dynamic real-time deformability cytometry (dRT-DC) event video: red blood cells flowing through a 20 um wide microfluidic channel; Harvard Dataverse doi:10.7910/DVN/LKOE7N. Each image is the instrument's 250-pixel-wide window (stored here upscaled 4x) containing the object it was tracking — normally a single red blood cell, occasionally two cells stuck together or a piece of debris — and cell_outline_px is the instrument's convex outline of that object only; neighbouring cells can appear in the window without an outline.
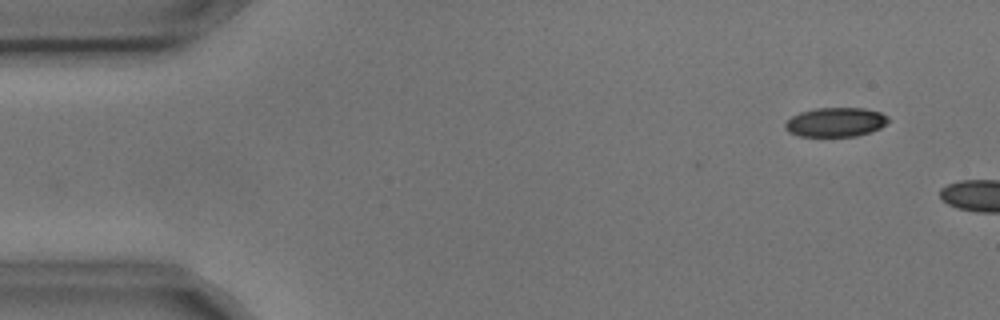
{"species": "common noctule bat (a hibernating species)", "species_latin": "Nyctalus noctula", "temperature_condition": "cold", "stored_images_in_passage": 2, "camera_frame_rate_fps": 3000, "um_per_image_px": 0.085, "animal": {"sex": "male", "body_mass_g": 17.9, "forearm_length_mm": 54.2}, "frame": {"image": 1, "passage_image": 1, "time_ms": 0.0, "image_size_px": [1000, 320], "cell_outline_px": [[888, 120], [880, 128], [856, 136], [800, 136], [788, 132], [784, 128], [784, 124], [792, 116], [800, 112], [816, 108], [864, 108], [880, 112], [888, 116]], "centroid_in_image_um": [71.0, 10.38], "position_along_channel_um": 14.0, "area_um2": 17.46}}